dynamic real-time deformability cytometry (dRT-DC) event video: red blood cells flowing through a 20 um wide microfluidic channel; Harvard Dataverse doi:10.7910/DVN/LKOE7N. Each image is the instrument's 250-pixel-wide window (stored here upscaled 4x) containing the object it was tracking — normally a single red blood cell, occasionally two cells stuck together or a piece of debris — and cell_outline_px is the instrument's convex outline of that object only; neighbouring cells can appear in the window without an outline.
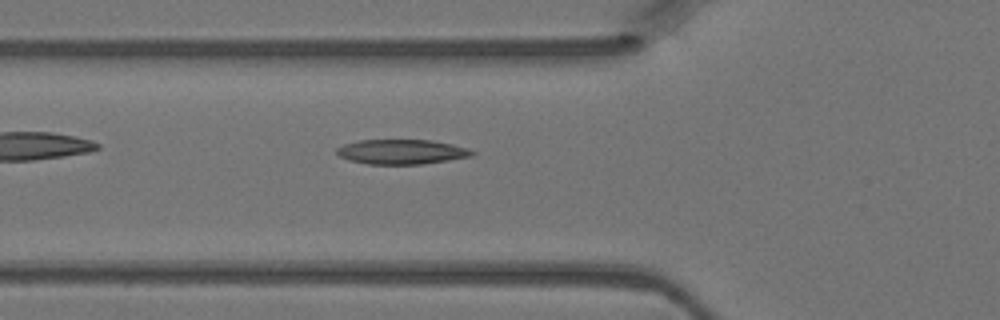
{"species": "Egyptian fruit bat (a non-hibernating species)", "species_latin": "Rousettus aegyptiacus", "temperature_condition": "warm", "stored_images_in_passage": 5, "camera_frame_rate_fps": 3000, "um_per_image_px": 0.085, "animal": {"sex": "female"}, "frame": {"image": 1, "passage_image": 5, "time_ms": 1.333, "image_size_px": [1000, 320], "cell_outline_px": [[476, 152], [472, 156], [424, 164], [368, 164], [348, 160], [340, 156], [336, 152], [336, 148], [344, 144], [360, 140], [432, 140], [452, 144], [468, 148]], "centroid_in_image_um": [34.14, 12.9], "position_along_channel_um": 91.7, "area_um2": 19.54}}